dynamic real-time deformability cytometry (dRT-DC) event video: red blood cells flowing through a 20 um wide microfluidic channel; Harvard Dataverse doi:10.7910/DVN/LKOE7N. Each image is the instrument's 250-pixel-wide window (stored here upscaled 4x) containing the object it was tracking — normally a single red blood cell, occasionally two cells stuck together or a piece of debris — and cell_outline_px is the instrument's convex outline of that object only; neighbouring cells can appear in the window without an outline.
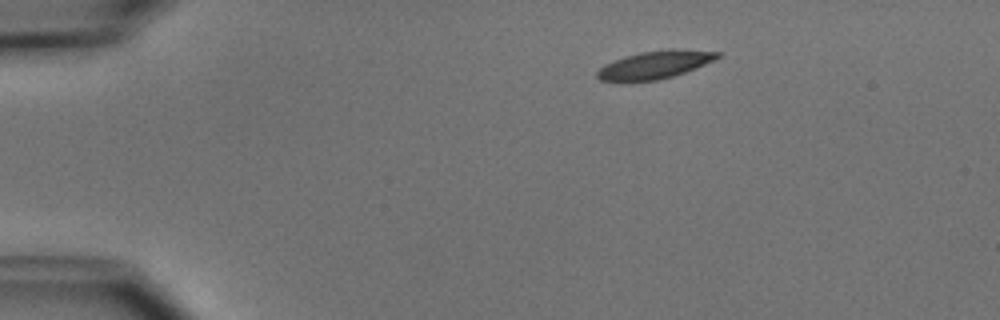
{"species": "common noctule bat (a hibernating species)", "species_latin": "Nyctalus noctula", "temperature_condition": "cold", "stored_images_in_passage": 8, "camera_frame_rate_fps": 3000, "um_per_image_px": 0.085, "animal": {"sex": "male", "body_mass_g": 15.6}, "frame": {"image": 1, "passage_image": 2, "time_ms": 1.0, "image_size_px": [1000, 320], "cell_outline_px": [[720, 56], [716, 60], [684, 72], [672, 76], [656, 80], [624, 84], [600, 80], [596, 76], [596, 72], [604, 64], [612, 60], [624, 56], [640, 52], [668, 48], [676, 48], [720, 52]], "centroid_in_image_um": [55.59, 5.52], "position_along_channel_um": 29.4, "area_um2": 20.23}}
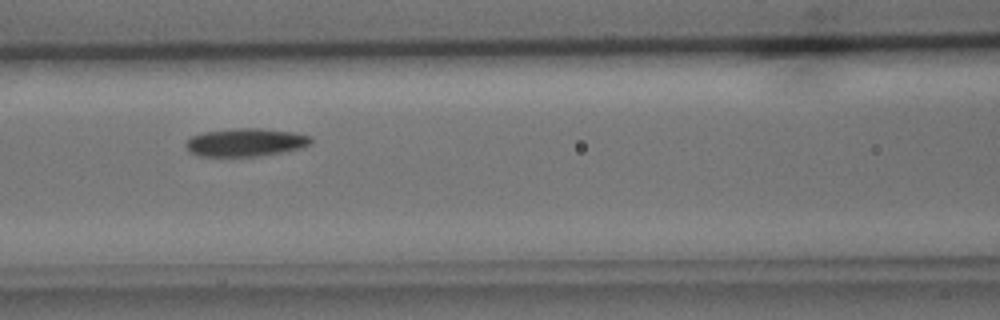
{"frame": {"image": 2, "passage_image": 6, "time_ms": 5.667, "image_size_px": [1000, 320], "cell_outline_px": [[312, 144], [300, 148], [280, 152], [256, 156], [200, 156], [188, 152], [184, 144], [192, 136], [204, 132], [236, 128], [260, 128], [292, 132], [312, 136]], "centroid_in_image_um": [20.86, 12.1], "position_along_channel_um": 145.7, "area_um2": 20.4}}
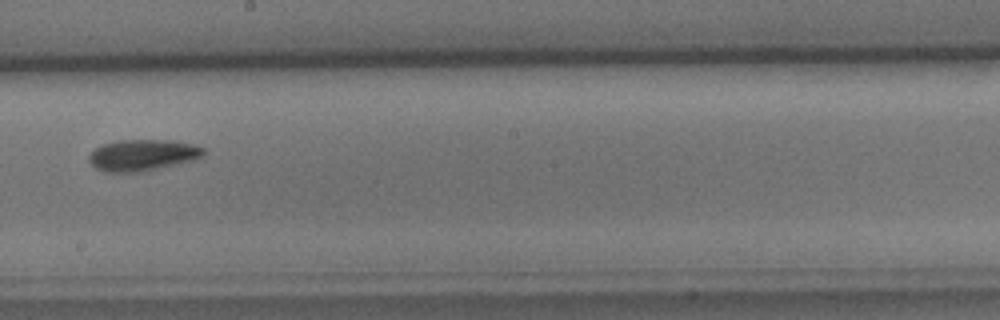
{"frame": {"image": 3, "passage_image": 8, "time_ms": 8.0, "image_size_px": [1000, 320], "cell_outline_px": [[204, 156], [196, 160], [144, 172], [104, 172], [96, 168], [88, 160], [88, 156], [100, 144], [120, 140], [172, 140], [192, 144], [204, 148]], "centroid_in_image_um": [12.14, 13.19], "position_along_channel_um": 236.1, "area_um2": 21.21}}